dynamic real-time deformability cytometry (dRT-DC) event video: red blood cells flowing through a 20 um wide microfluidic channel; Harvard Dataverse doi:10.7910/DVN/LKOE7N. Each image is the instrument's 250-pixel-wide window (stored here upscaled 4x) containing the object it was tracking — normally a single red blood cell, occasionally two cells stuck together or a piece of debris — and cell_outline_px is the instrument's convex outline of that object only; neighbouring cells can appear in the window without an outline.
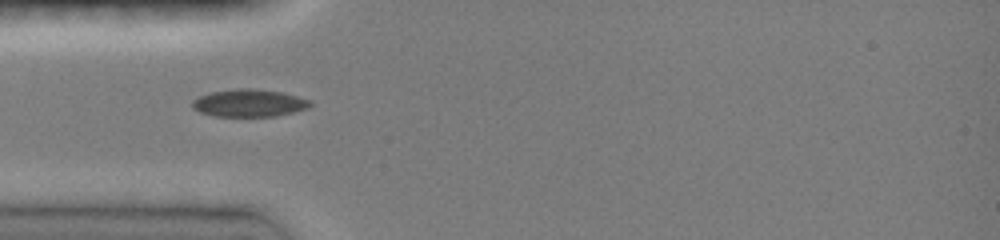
{"species": "common noctule bat (a hibernating species)", "species_latin": "Nyctalus noctula", "temperature_condition": "room temperature", "stored_images_in_passage": 33, "camera_frame_rate_fps": 3000, "um_per_image_px": 0.085, "animal": {"sex": "female", "body_mass_g": 19.0, "forearm_length_mm": 51.5}, "frame": {"image": 1, "passage_image": 1, "time_ms": 0.0, "image_size_px": [1000, 240], "cell_outline_px": [[312, 104], [308, 108], [276, 116], [212, 116], [200, 112], [192, 108], [192, 100], [208, 92], [236, 88], [252, 88], [280, 92], [312, 100]], "centroid_in_image_um": [21.14, 8.75], "position_along_channel_um": 63.9, "area_um2": 18.96}}
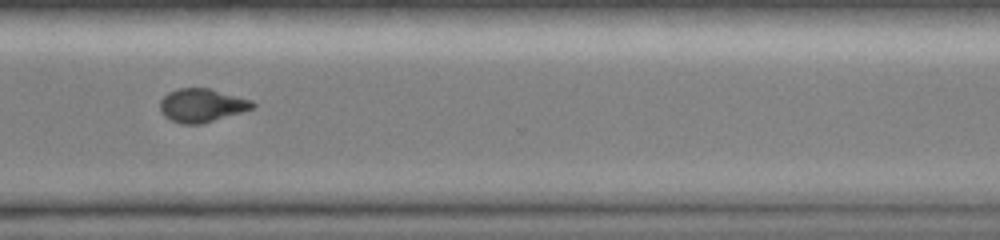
{"frame": {"image": 2, "passage_image": 22, "time_ms": 7.0, "image_size_px": [1000, 240], "cell_outline_px": [[256, 104], [252, 108], [240, 112], [200, 124], [180, 124], [164, 116], [160, 112], [160, 100], [168, 92], [176, 88], [208, 88], [252, 100]], "centroid_in_image_um": [17.1, 8.94], "position_along_channel_um": 353.5, "area_um2": 17.86}}
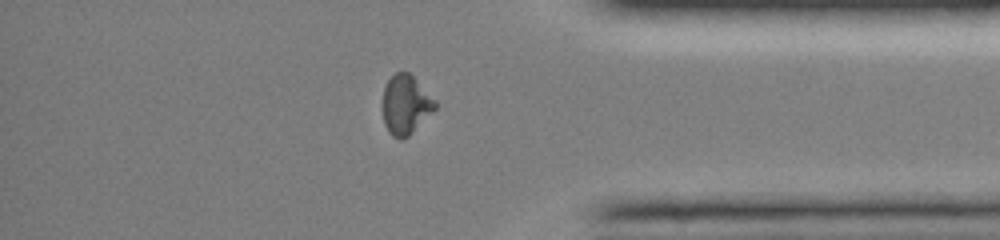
{"frame": {"image": 3, "passage_image": 26, "time_ms": 8.333, "image_size_px": [1000, 240], "cell_outline_px": [[436, 108], [408, 136], [400, 140], [392, 136], [388, 132], [384, 124], [384, 88], [388, 80], [396, 72], [408, 72], [436, 100]], "centroid_in_image_um": [34.48, 8.91], "position_along_channel_um": 400.7, "area_um2": 17.74}, "authors_computed_cell_mechanics": {"area_um2": 18.6694, "velocity_mm_per_s": 4.1347, "shape_relaxation_time_tau1_ms": 7.7235, "shape_relaxation_time_tau2_ms": 3.3307, "deformation_change_tau1": 0.2048, "deformation_change_tau2": 0.0476}}